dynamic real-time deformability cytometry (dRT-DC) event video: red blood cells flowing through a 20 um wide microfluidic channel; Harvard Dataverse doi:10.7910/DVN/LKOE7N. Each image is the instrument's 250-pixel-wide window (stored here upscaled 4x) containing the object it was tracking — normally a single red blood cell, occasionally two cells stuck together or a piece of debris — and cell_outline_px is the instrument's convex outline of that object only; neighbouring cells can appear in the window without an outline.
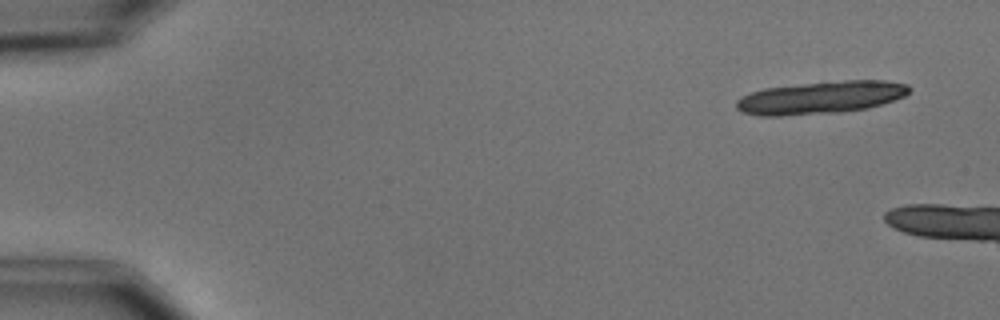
{"species": "common noctule bat (a hibernating species)", "species_latin": "Nyctalus noctula", "temperature_condition": "cold", "stored_images_in_passage": 4, "camera_frame_rate_fps": 3000, "um_per_image_px": 0.085, "animal": {"sex": "male", "body_mass_g": 15.6}, "frame": {"image": 1, "passage_image": 1, "time_ms": 0.0, "image_size_px": [1000, 320], "cell_outline_px": [[912, 88], [904, 96], [868, 108], [840, 112], [780, 116], [756, 116], [740, 112], [736, 108], [736, 100], [740, 96], [764, 88], [844, 80], [884, 80], [908, 84]], "centroid_in_image_um": [69.73, 8.3], "position_along_channel_um": 15.3, "area_um2": 32.83}}